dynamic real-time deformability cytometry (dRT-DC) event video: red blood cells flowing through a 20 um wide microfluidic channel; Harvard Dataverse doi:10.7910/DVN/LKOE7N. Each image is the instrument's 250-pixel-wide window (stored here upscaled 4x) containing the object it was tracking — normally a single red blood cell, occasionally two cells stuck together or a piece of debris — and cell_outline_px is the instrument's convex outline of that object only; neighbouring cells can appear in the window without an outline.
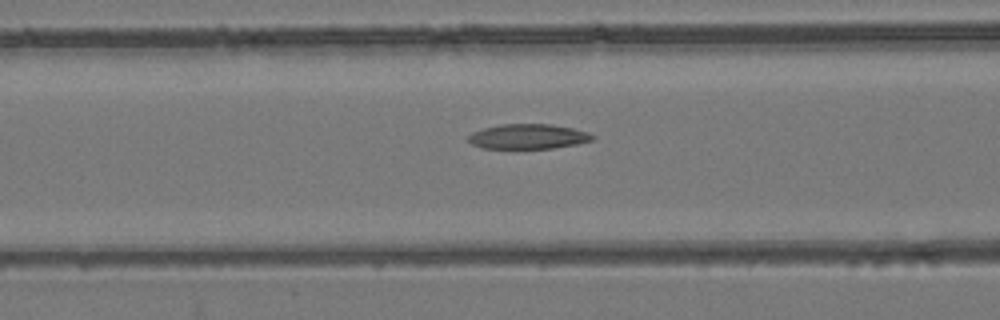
{"species": "common noctule bat (a hibernating species)", "species_latin": "Nyctalus noctula", "temperature_condition": "room temperature", "stored_images_in_passage": 35, "camera_frame_rate_fps": 3000, "um_per_image_px": 0.085, "animal": {"sex": "female", "body_mass_g": 24.6, "forearm_length_mm": 56.2}, "frame": {"image": 1, "passage_image": 10, "time_ms": 3.0, "image_size_px": [1000, 320], "cell_outline_px": [[596, 136], [592, 140], [576, 144], [552, 148], [484, 148], [472, 144], [468, 140], [468, 136], [472, 132], [484, 128], [500, 124], [552, 124], [572, 128], [588, 132]], "centroid_in_image_um": [44.89, 11.59], "position_along_channel_um": 121.7, "area_um2": 17.92}}
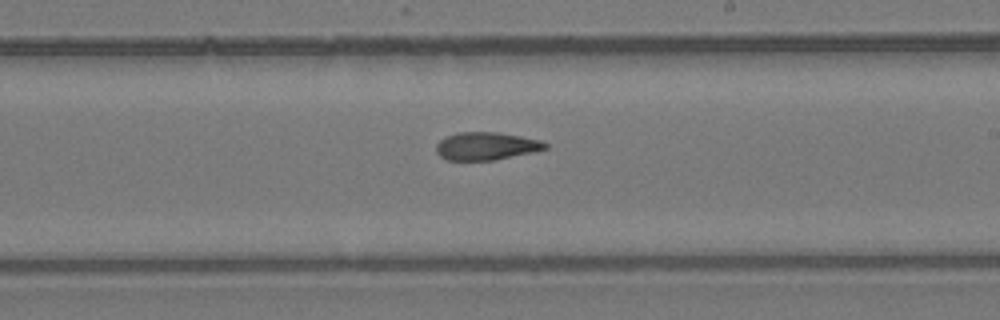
{"frame": {"image": 2, "passage_image": 20, "time_ms": 6.333, "image_size_px": [1000, 320], "cell_outline_px": [[548, 148], [536, 152], [496, 160], [448, 160], [440, 156], [436, 152], [436, 144], [444, 136], [456, 132], [496, 132], [520, 136], [540, 140], [548, 144]], "centroid_in_image_um": [41.33, 12.42], "position_along_channel_um": 247.7, "area_um2": 17.92}}
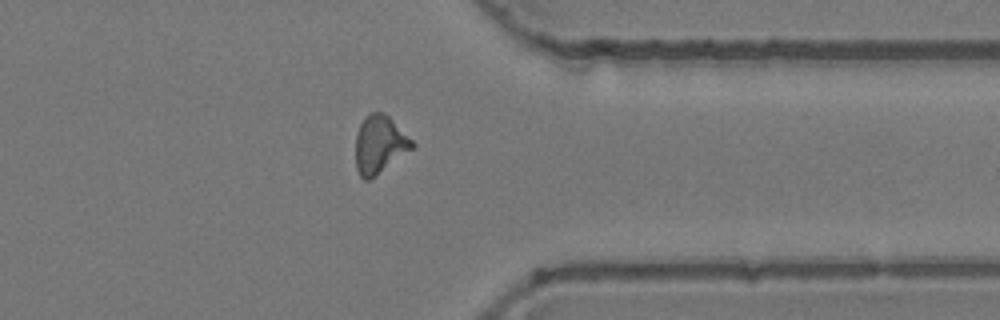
{"frame": {"image": 3, "passage_image": 31, "time_ms": 10.0, "image_size_px": [1000, 320], "cell_outline_px": [[416, 148], [368, 180], [364, 180], [360, 176], [356, 168], [356, 132], [364, 116], [372, 112], [384, 112], [416, 144]], "centroid_in_image_um": [32.28, 12.28], "position_along_channel_um": 379.1, "area_um2": 19.13}, "authors_computed_cell_mechanics": {"area_um2": 18.3804, "velocity_mm_per_s": 3.7743, "shape_relaxation_time_tau1_ms": null, "shape_relaxation_time_tau2_ms": 8.7777, "deformation_change_tau1": null, "deformation_change_tau2": 0.2093}}